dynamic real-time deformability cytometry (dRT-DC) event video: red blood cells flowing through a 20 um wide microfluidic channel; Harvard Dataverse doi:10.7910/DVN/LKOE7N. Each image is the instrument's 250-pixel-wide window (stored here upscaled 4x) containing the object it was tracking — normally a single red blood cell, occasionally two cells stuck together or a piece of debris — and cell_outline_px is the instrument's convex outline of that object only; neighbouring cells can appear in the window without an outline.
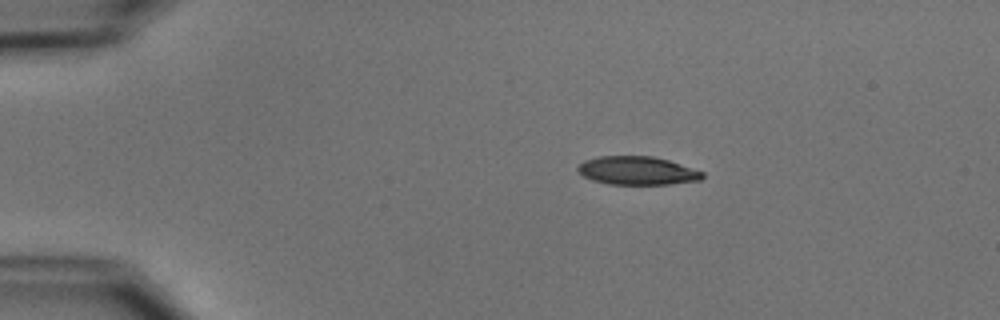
{"species": "common noctule bat (a hibernating species)", "species_latin": "Nyctalus noctula", "temperature_condition": "cold", "stored_images_in_passage": 44, "camera_frame_rate_fps": 3000, "um_per_image_px": 0.085, "animal": {"sex": "male", "body_mass_g": 15.6}, "frame": {"image": 1, "passage_image": 1, "time_ms": 0.0, "image_size_px": [1000, 320], "cell_outline_px": [[704, 176], [700, 180], [668, 184], [608, 184], [592, 180], [584, 176], [576, 168], [584, 160], [596, 156], [652, 156], [668, 160], [704, 172]], "centroid_in_image_um": [54.15, 14.5], "position_along_channel_um": 30.9, "area_um2": 20.52}}
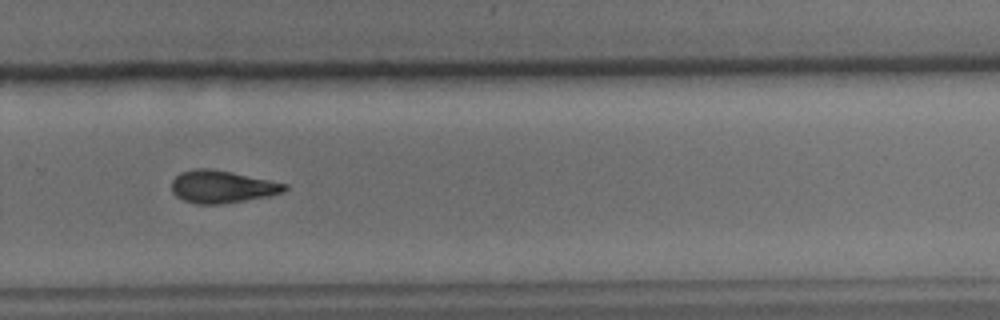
{"frame": {"image": 2, "passage_image": 28, "time_ms": 9.0, "image_size_px": [1000, 320], "cell_outline_px": [[288, 188], [284, 192], [268, 196], [220, 204], [196, 204], [184, 200], [176, 196], [172, 192], [172, 180], [180, 172], [192, 168], [212, 168], [232, 172], [288, 184]], "centroid_in_image_um": [18.85, 15.86], "position_along_channel_um": 310.9, "area_um2": 21.44}}
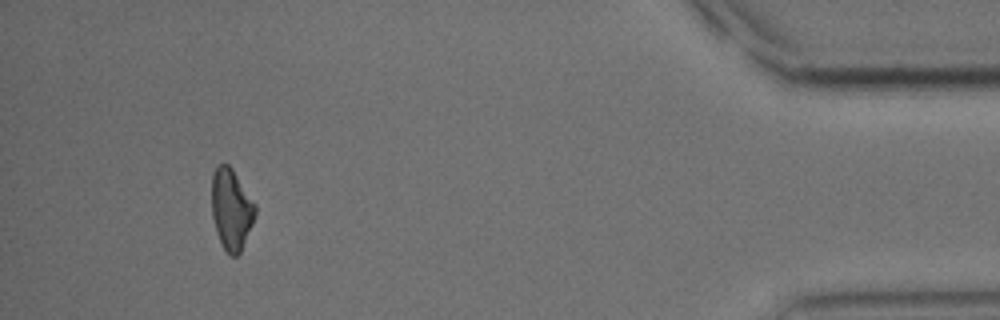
{"frame": {"image": 3, "passage_image": 41, "time_ms": 13.333, "image_size_px": [1000, 320], "cell_outline_px": [[256, 212], [252, 224], [240, 252], [236, 256], [232, 256], [224, 248], [216, 232], [212, 216], [212, 172], [216, 164], [228, 164], [232, 168], [256, 204]], "centroid_in_image_um": [19.65, 17.74], "position_along_channel_um": 415.5, "area_um2": 20.46}, "authors_computed_cell_mechanics": {"area_um2": 21.5016, "velocity_mm_per_s": 3.7607, "shape_relaxation_time_tau1_ms": 3.7779, "shape_relaxation_time_tau2_ms": 7.8795, "deformation_change_tau1": 0.1217, "deformation_change_tau2": 0.1837}}